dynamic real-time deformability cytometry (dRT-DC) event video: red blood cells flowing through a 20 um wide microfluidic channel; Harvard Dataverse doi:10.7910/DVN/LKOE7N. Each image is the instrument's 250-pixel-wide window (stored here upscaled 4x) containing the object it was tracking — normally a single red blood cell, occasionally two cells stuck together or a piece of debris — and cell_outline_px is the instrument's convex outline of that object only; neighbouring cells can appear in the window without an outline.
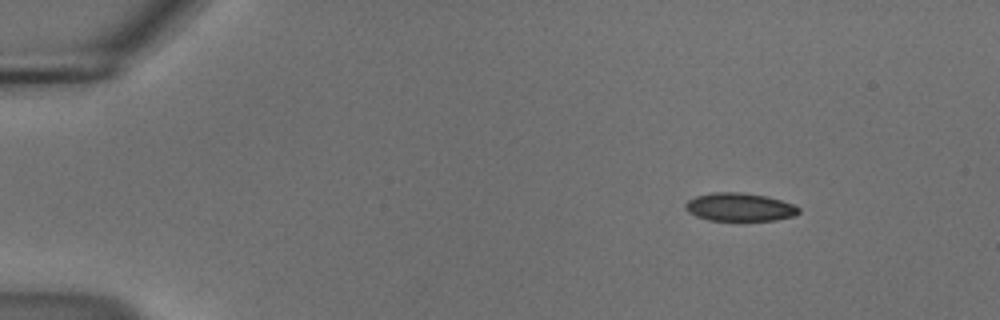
{"species": "common noctule bat (a hibernating species)", "species_latin": "Nyctalus noctula", "temperature_condition": "cold", "stored_images_in_passage": 48, "camera_frame_rate_fps": 3000, "um_per_image_px": 0.085, "animal": {"sex": "male", "body_mass_g": 18.8}, "frame": {"image": 1, "passage_image": 1, "time_ms": 0.0, "image_size_px": [1000, 320], "cell_outline_px": [[800, 212], [796, 216], [776, 220], [708, 220], [696, 216], [688, 212], [684, 208], [684, 204], [688, 200], [696, 196], [712, 192], [740, 192], [768, 196], [792, 204], [800, 208]], "centroid_in_image_um": [62.86, 17.6], "position_along_channel_um": 22.1, "area_um2": 18.73}}
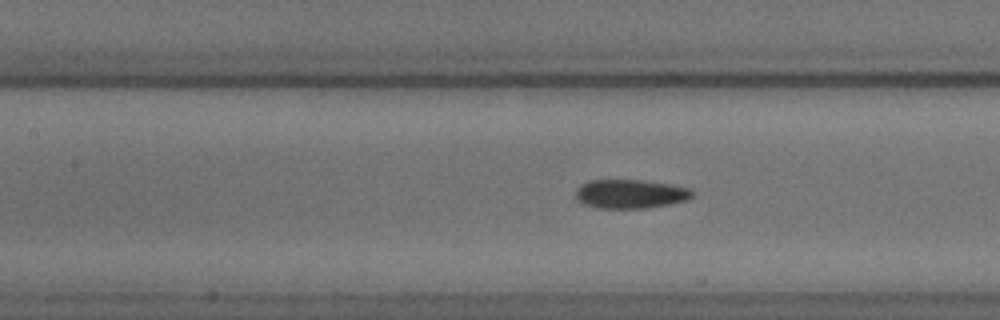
{"frame": {"image": 2, "passage_image": 19, "time_ms": 6.0, "image_size_px": [1000, 320], "cell_outline_px": [[696, 196], [688, 200], [648, 208], [596, 208], [584, 204], [576, 196], [576, 188], [580, 184], [588, 180], [640, 180], [672, 184], [692, 188]], "centroid_in_image_um": [53.64, 16.47], "position_along_channel_um": 153.8, "area_um2": 19.94}}
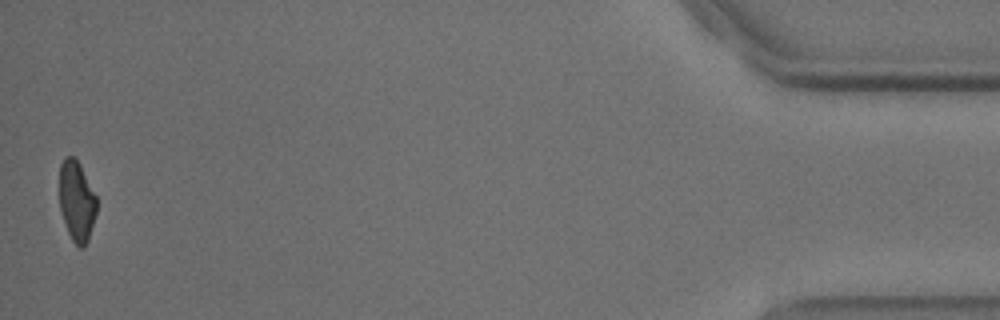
{"frame": {"image": 3, "passage_image": 48, "time_ms": 15.667, "image_size_px": [1000, 320], "cell_outline_px": [[96, 212], [88, 240], [84, 248], [80, 248], [72, 240], [68, 232], [60, 208], [60, 164], [64, 156], [72, 156], [80, 164], [96, 196]], "centroid_in_image_um": [6.52, 17.08], "position_along_channel_um": 428.7, "area_um2": 17.22}, "authors_computed_cell_mechanics": {"area_um2": 19.5942, "velocity_mm_per_s": 3.7142, "shape_relaxation_time_tau1_ms": 11.1227, "shape_relaxation_time_tau2_ms": 3.9981, "deformation_change_tau1": 0.2466, "deformation_change_tau2": 0.0962}}